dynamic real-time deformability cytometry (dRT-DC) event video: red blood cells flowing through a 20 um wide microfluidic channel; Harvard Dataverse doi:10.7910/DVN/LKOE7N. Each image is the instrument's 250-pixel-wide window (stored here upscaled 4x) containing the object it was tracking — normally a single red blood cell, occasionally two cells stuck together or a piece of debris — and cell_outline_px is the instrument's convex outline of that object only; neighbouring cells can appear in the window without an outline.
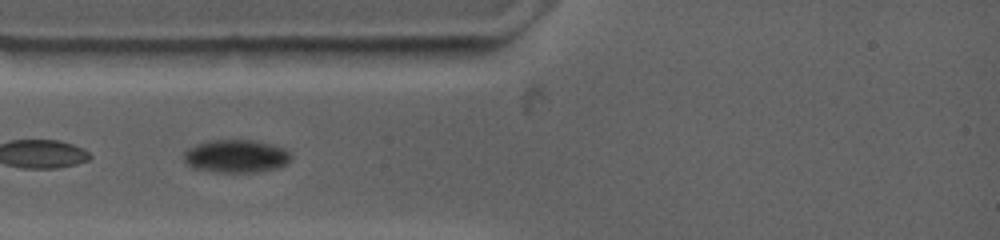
{"species": "common noctule bat (a hibernating species)", "species_latin": "Nyctalus noctula", "temperature_condition": "warm", "stored_images_in_passage": 24, "camera_frame_rate_fps": 4500, "um_per_image_px": 0.085, "animal": {"sex": "female", "body_mass_g": 19.0, "forearm_length_mm": 53.3}, "frame": {"image": 1, "passage_image": 4, "time_ms": 1.111, "image_size_px": [1000, 240], "cell_outline_px": [[292, 156], [284, 164], [276, 168], [256, 172], [216, 172], [192, 168], [184, 160], [184, 152], [188, 148], [196, 144], [208, 140], [256, 140], [272, 144], [284, 148]], "centroid_in_image_um": [20.04, 13.26], "position_along_channel_um": 65.0, "area_um2": 20.58}}
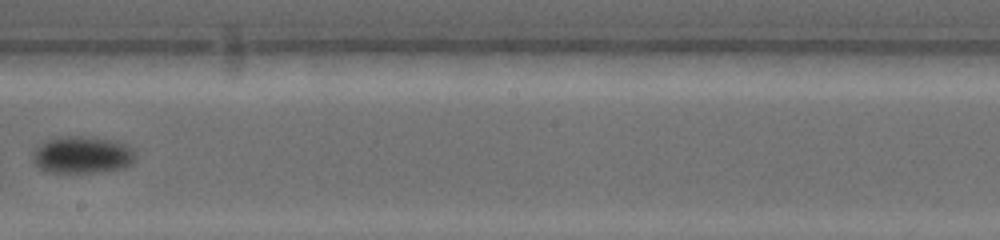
{"frame": {"image": 2, "passage_image": 14, "time_ms": 6.0, "image_size_px": [1000, 240], "cell_outline_px": [[136, 160], [132, 164], [124, 168], [100, 172], [48, 172], [40, 168], [32, 160], [32, 156], [36, 148], [40, 144], [48, 140], [64, 136], [92, 136], [112, 140], [124, 144], [132, 148], [136, 152]], "centroid_in_image_um": [7.04, 13.16], "position_along_channel_um": 241.2, "area_um2": 22.37}}